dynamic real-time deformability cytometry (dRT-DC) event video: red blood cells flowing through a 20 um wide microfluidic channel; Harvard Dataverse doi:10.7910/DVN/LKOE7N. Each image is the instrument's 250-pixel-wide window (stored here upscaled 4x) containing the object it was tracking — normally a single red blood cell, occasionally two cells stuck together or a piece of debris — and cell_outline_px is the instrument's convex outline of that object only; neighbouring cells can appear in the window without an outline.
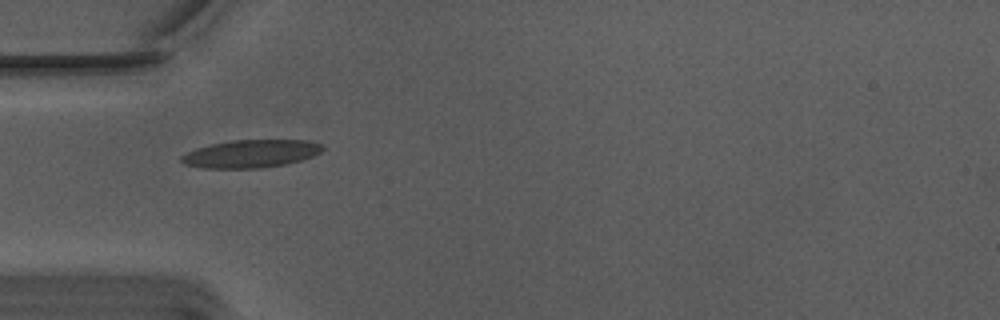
{"species": "Egyptian fruit bat (a non-hibernating species)", "species_latin": "Rousettus aegyptiacus", "temperature_condition": "warm", "stored_images_in_passage": 39, "camera_frame_rate_fps": 3000, "um_per_image_px": 0.085, "animal": {"sex": "male"}, "frame": {"image": 1, "passage_image": 1, "time_ms": 0.0, "image_size_px": [1000, 320], "cell_outline_px": [[324, 148], [320, 152], [312, 156], [300, 160], [284, 164], [260, 168], [204, 168], [184, 164], [180, 160], [180, 156], [196, 148], [212, 144], [232, 140], [304, 140], [324, 144]], "centroid_in_image_um": [21.32, 13.06], "position_along_channel_um": 63.7, "area_um2": 22.77}}
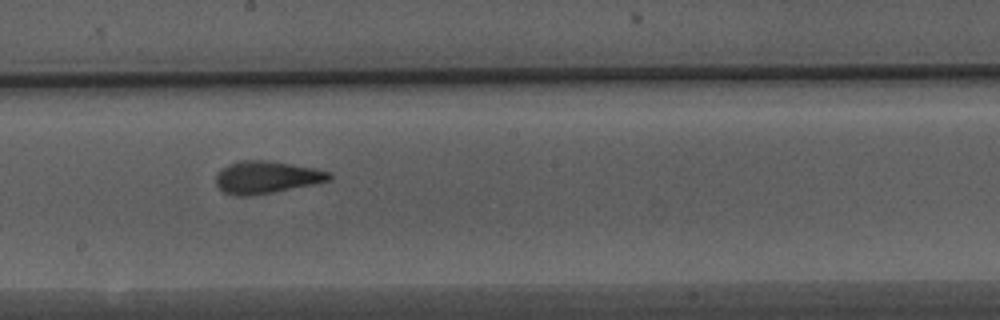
{"frame": {"image": 2, "passage_image": 14, "time_ms": 4.333, "image_size_px": [1000, 320], "cell_outline_px": [[332, 180], [316, 184], [272, 192], [248, 196], [236, 196], [224, 192], [216, 184], [216, 176], [228, 164], [240, 160], [264, 160], [316, 168], [332, 172]], "centroid_in_image_um": [22.7, 15.07], "position_along_channel_um": 225.5, "area_um2": 21.33}}
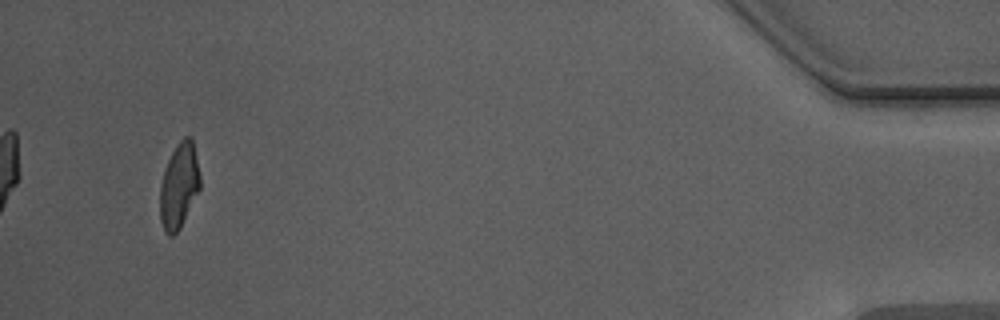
{"frame": {"image": 3, "passage_image": 36, "time_ms": 11.667, "image_size_px": [1000, 320], "cell_outline_px": [[200, 188], [180, 228], [172, 236], [168, 236], [164, 232], [160, 220], [160, 184], [164, 168], [172, 152], [180, 140], [184, 136], [192, 136], [200, 176]], "centroid_in_image_um": [15.2, 15.79], "position_along_channel_um": 420.0, "area_um2": 19.94}, "authors_computed_cell_mechanics": {"area_um2": 20.9236, "velocity_mm_per_s": 3.7539, "shape_relaxation_time_tau1_ms": 7.0625, "shape_relaxation_time_tau2_ms": 1.3333, "deformation_change_tau1": 0.2113, "deformation_change_tau2": 0.0955}}